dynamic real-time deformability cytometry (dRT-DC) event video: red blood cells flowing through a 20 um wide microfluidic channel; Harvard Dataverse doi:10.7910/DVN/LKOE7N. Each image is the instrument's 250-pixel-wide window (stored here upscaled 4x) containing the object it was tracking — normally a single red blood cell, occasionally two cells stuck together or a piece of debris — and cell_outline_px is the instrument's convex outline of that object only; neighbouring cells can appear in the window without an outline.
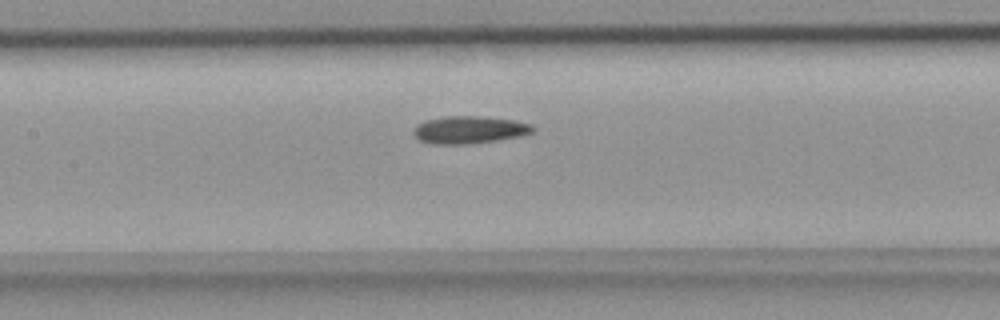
{"species": "common noctule bat (a hibernating species)", "species_latin": "Nyctalus noctula", "temperature_condition": "room temperature", "stored_images_in_passage": 31, "camera_frame_rate_fps": 3000, "um_per_image_px": 0.085, "animal": {"sex": "female", "body_mass_g": 18.4}, "frame": {"image": 1, "passage_image": 11, "time_ms": 3.333, "image_size_px": [1000, 320], "cell_outline_px": [[536, 128], [532, 132], [520, 136], [496, 140], [468, 144], [432, 144], [420, 140], [412, 132], [416, 124], [424, 120], [444, 116], [484, 116], [516, 120], [532, 124]], "centroid_in_image_um": [39.89, 11.02], "position_along_channel_um": 167.5, "area_um2": 19.31}}
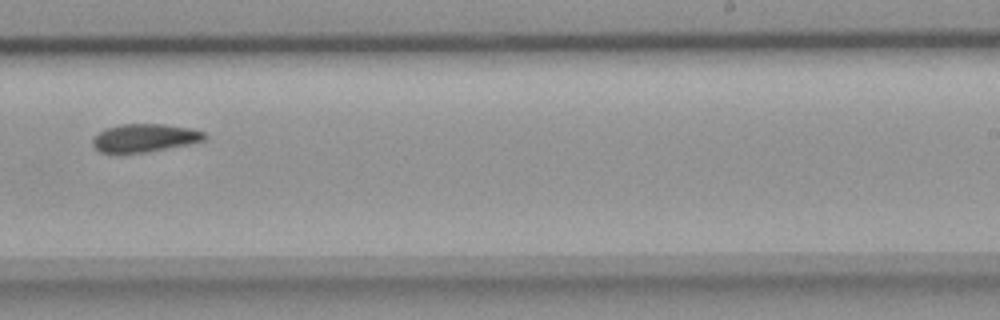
{"frame": {"image": 2, "passage_image": 19, "time_ms": 6.0, "image_size_px": [1000, 320], "cell_outline_px": [[208, 136], [204, 140], [148, 152], [120, 156], [100, 152], [92, 144], [92, 140], [100, 132], [108, 128], [120, 124], [164, 124], [192, 128], [204, 132]], "centroid_in_image_um": [12.25, 11.76], "position_along_channel_um": 276.7, "area_um2": 18.67}}
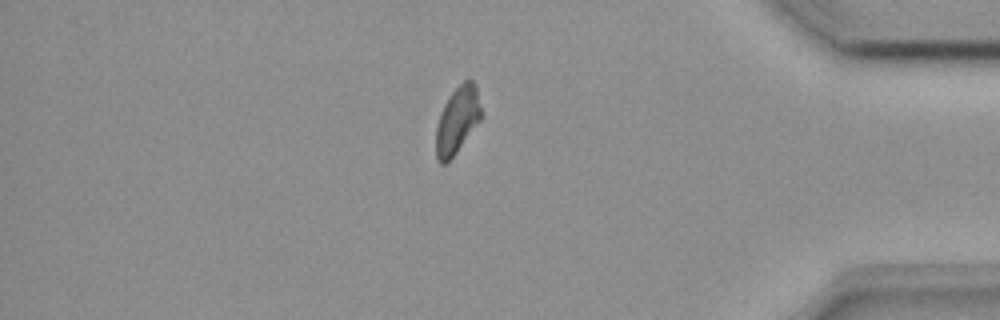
{"frame": {"image": 3, "passage_image": 30, "time_ms": 9.667, "image_size_px": [1000, 320], "cell_outline_px": [[480, 120], [456, 152], [444, 164], [440, 164], [436, 160], [436, 128], [440, 112], [444, 104], [452, 92], [468, 76], [476, 84], [480, 108]], "centroid_in_image_um": [38.85, 10.19], "position_along_channel_um": 396.4, "area_um2": 17.34}}